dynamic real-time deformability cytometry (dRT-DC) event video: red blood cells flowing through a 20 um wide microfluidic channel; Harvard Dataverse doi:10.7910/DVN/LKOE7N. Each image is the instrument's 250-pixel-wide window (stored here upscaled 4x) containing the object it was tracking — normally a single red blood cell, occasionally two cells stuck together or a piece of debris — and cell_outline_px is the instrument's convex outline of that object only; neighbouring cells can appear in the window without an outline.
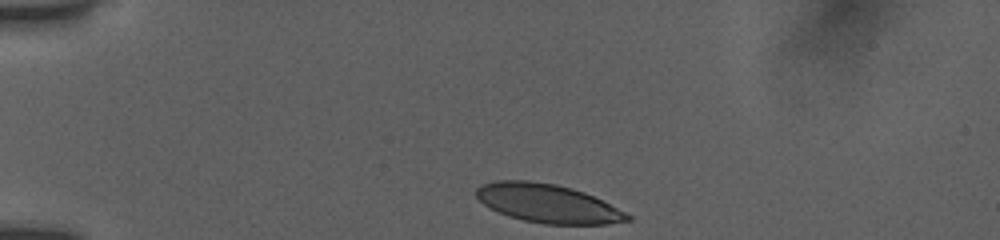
{"species": "human", "species_latin": "Homo sapiens", "temperature_condition": "room temperature", "stored_images_in_passage": 35, "camera_frame_rate_fps": 3000, "um_per_image_px": 0.085, "donor": {"sex": "female"}, "frame": {"image": 1, "passage_image": 1, "time_ms": 0.0, "image_size_px": [1000, 240], "cell_outline_px": [[632, 220], [608, 224], [544, 224], [524, 220], [508, 216], [484, 204], [476, 196], [476, 188], [480, 184], [496, 180], [528, 180], [556, 184], [572, 188], [584, 192], [632, 216]], "centroid_in_image_um": [46.53, 17.28], "position_along_channel_um": 38.5, "area_um2": 33.76}}
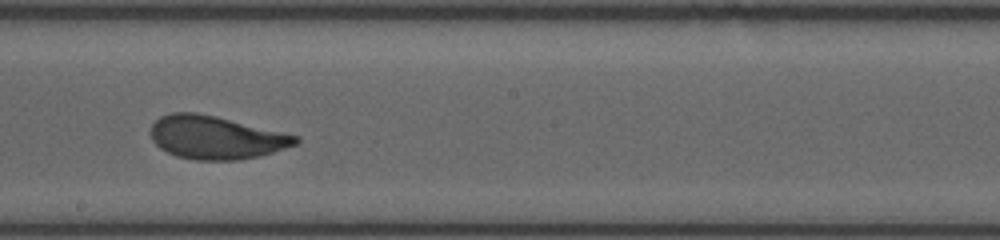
{"frame": {"image": 2, "passage_image": 20, "time_ms": 6.333, "image_size_px": [1000, 240], "cell_outline_px": [[300, 140], [296, 144], [260, 156], [240, 160], [196, 160], [176, 156], [160, 148], [152, 140], [152, 124], [160, 116], [172, 112], [196, 112], [216, 116], [300, 136]], "centroid_in_image_um": [18.35, 11.68], "position_along_channel_um": 229.8, "area_um2": 36.36}}
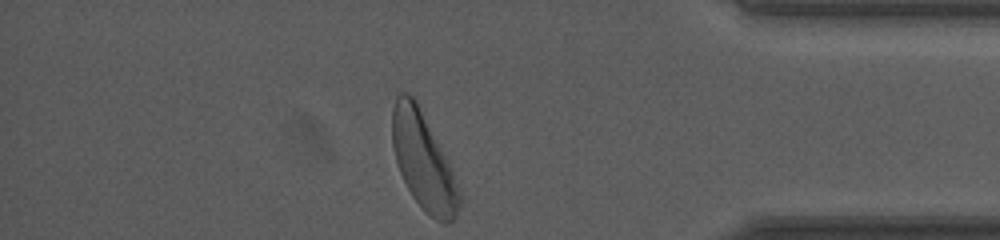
{"frame": {"image": 3, "passage_image": 35, "time_ms": 11.333, "image_size_px": [1000, 240], "cell_outline_px": [[460, 204], [456, 216], [448, 224], [444, 224], [436, 220], [424, 212], [412, 196], [400, 172], [392, 148], [392, 108], [396, 96], [400, 92], [408, 92], [416, 100], [452, 168], [460, 192]], "centroid_in_image_um": [35.98, 13.7], "position_along_channel_um": 399.2, "area_um2": 37.92}, "authors_computed_cell_mechanics": {"area_um2": 36.4718, "velocity_mm_per_s": 3.8854, "shape_relaxation_time_tau1_ms": 3.1428, "shape_relaxation_time_tau2_ms": null, "deformation_change_tau1": 0.149, "deformation_change_tau2": null}}